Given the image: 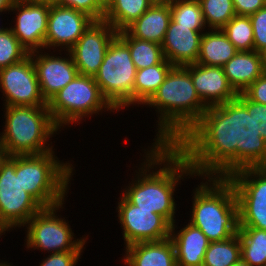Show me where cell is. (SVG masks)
<instances>
[{
    "instance_id": "36",
    "label": "cell",
    "mask_w": 266,
    "mask_h": 266,
    "mask_svg": "<svg viewBox=\"0 0 266 266\" xmlns=\"http://www.w3.org/2000/svg\"><path fill=\"white\" fill-rule=\"evenodd\" d=\"M82 251H66L50 253L43 259L40 266H75L80 258Z\"/></svg>"
},
{
    "instance_id": "22",
    "label": "cell",
    "mask_w": 266,
    "mask_h": 266,
    "mask_svg": "<svg viewBox=\"0 0 266 266\" xmlns=\"http://www.w3.org/2000/svg\"><path fill=\"white\" fill-rule=\"evenodd\" d=\"M171 21L169 3H153L125 30L134 38L162 44Z\"/></svg>"
},
{
    "instance_id": "27",
    "label": "cell",
    "mask_w": 266,
    "mask_h": 266,
    "mask_svg": "<svg viewBox=\"0 0 266 266\" xmlns=\"http://www.w3.org/2000/svg\"><path fill=\"white\" fill-rule=\"evenodd\" d=\"M117 35L128 45L136 70L160 64L165 59L160 44L134 38L126 30Z\"/></svg>"
},
{
    "instance_id": "24",
    "label": "cell",
    "mask_w": 266,
    "mask_h": 266,
    "mask_svg": "<svg viewBox=\"0 0 266 266\" xmlns=\"http://www.w3.org/2000/svg\"><path fill=\"white\" fill-rule=\"evenodd\" d=\"M210 30L202 34L197 63L223 67L238 50L221 29Z\"/></svg>"
},
{
    "instance_id": "45",
    "label": "cell",
    "mask_w": 266,
    "mask_h": 266,
    "mask_svg": "<svg viewBox=\"0 0 266 266\" xmlns=\"http://www.w3.org/2000/svg\"><path fill=\"white\" fill-rule=\"evenodd\" d=\"M232 266H250L249 264H247L246 262H244L242 259H240L238 262H236L234 265Z\"/></svg>"
},
{
    "instance_id": "43",
    "label": "cell",
    "mask_w": 266,
    "mask_h": 266,
    "mask_svg": "<svg viewBox=\"0 0 266 266\" xmlns=\"http://www.w3.org/2000/svg\"><path fill=\"white\" fill-rule=\"evenodd\" d=\"M27 1L34 2V3H47L50 5L58 3V0H27Z\"/></svg>"
},
{
    "instance_id": "1",
    "label": "cell",
    "mask_w": 266,
    "mask_h": 266,
    "mask_svg": "<svg viewBox=\"0 0 266 266\" xmlns=\"http://www.w3.org/2000/svg\"><path fill=\"white\" fill-rule=\"evenodd\" d=\"M175 147L195 176L228 177L249 167H266V141L253 118V101L243 93L208 107Z\"/></svg>"
},
{
    "instance_id": "37",
    "label": "cell",
    "mask_w": 266,
    "mask_h": 266,
    "mask_svg": "<svg viewBox=\"0 0 266 266\" xmlns=\"http://www.w3.org/2000/svg\"><path fill=\"white\" fill-rule=\"evenodd\" d=\"M242 93L249 100L266 105V71Z\"/></svg>"
},
{
    "instance_id": "23",
    "label": "cell",
    "mask_w": 266,
    "mask_h": 266,
    "mask_svg": "<svg viewBox=\"0 0 266 266\" xmlns=\"http://www.w3.org/2000/svg\"><path fill=\"white\" fill-rule=\"evenodd\" d=\"M223 70L230 85L238 94L265 72L261 53L257 51H238L223 66Z\"/></svg>"
},
{
    "instance_id": "17",
    "label": "cell",
    "mask_w": 266,
    "mask_h": 266,
    "mask_svg": "<svg viewBox=\"0 0 266 266\" xmlns=\"http://www.w3.org/2000/svg\"><path fill=\"white\" fill-rule=\"evenodd\" d=\"M40 51L31 52L38 82L44 99L49 102L52 97L71 82L79 73L68 52V58L43 55ZM38 54V55H37ZM35 59V60H34Z\"/></svg>"
},
{
    "instance_id": "12",
    "label": "cell",
    "mask_w": 266,
    "mask_h": 266,
    "mask_svg": "<svg viewBox=\"0 0 266 266\" xmlns=\"http://www.w3.org/2000/svg\"><path fill=\"white\" fill-rule=\"evenodd\" d=\"M0 88L5 96L4 106H48L30 53L22 61L0 69Z\"/></svg>"
},
{
    "instance_id": "13",
    "label": "cell",
    "mask_w": 266,
    "mask_h": 266,
    "mask_svg": "<svg viewBox=\"0 0 266 266\" xmlns=\"http://www.w3.org/2000/svg\"><path fill=\"white\" fill-rule=\"evenodd\" d=\"M118 202V219L123 227L125 246L170 238L171 224L154 210L139 209L123 195Z\"/></svg>"
},
{
    "instance_id": "15",
    "label": "cell",
    "mask_w": 266,
    "mask_h": 266,
    "mask_svg": "<svg viewBox=\"0 0 266 266\" xmlns=\"http://www.w3.org/2000/svg\"><path fill=\"white\" fill-rule=\"evenodd\" d=\"M10 10L18 14L10 29L20 44L29 53L44 50L50 4L15 0Z\"/></svg>"
},
{
    "instance_id": "10",
    "label": "cell",
    "mask_w": 266,
    "mask_h": 266,
    "mask_svg": "<svg viewBox=\"0 0 266 266\" xmlns=\"http://www.w3.org/2000/svg\"><path fill=\"white\" fill-rule=\"evenodd\" d=\"M63 204L43 208L25 224L28 226L26 248H40L48 253L83 251L87 238L73 240L74 234L68 222L55 215Z\"/></svg>"
},
{
    "instance_id": "5",
    "label": "cell",
    "mask_w": 266,
    "mask_h": 266,
    "mask_svg": "<svg viewBox=\"0 0 266 266\" xmlns=\"http://www.w3.org/2000/svg\"><path fill=\"white\" fill-rule=\"evenodd\" d=\"M5 109V129L0 141L9 156L52 151L47 141L60 128L48 106H5Z\"/></svg>"
},
{
    "instance_id": "44",
    "label": "cell",
    "mask_w": 266,
    "mask_h": 266,
    "mask_svg": "<svg viewBox=\"0 0 266 266\" xmlns=\"http://www.w3.org/2000/svg\"><path fill=\"white\" fill-rule=\"evenodd\" d=\"M261 56H262L263 69L264 71H266V49L261 52Z\"/></svg>"
},
{
    "instance_id": "4",
    "label": "cell",
    "mask_w": 266,
    "mask_h": 266,
    "mask_svg": "<svg viewBox=\"0 0 266 266\" xmlns=\"http://www.w3.org/2000/svg\"><path fill=\"white\" fill-rule=\"evenodd\" d=\"M195 189L191 220L210 242L224 241L239 232V207L227 177H206Z\"/></svg>"
},
{
    "instance_id": "18",
    "label": "cell",
    "mask_w": 266,
    "mask_h": 266,
    "mask_svg": "<svg viewBox=\"0 0 266 266\" xmlns=\"http://www.w3.org/2000/svg\"><path fill=\"white\" fill-rule=\"evenodd\" d=\"M184 67L189 71L196 92L207 107L235 100L238 96V93L230 85L223 67L198 63Z\"/></svg>"
},
{
    "instance_id": "7",
    "label": "cell",
    "mask_w": 266,
    "mask_h": 266,
    "mask_svg": "<svg viewBox=\"0 0 266 266\" xmlns=\"http://www.w3.org/2000/svg\"><path fill=\"white\" fill-rule=\"evenodd\" d=\"M55 124L64 125L81 121L83 117L102 111H117L102 95L93 76L78 74L48 102Z\"/></svg>"
},
{
    "instance_id": "30",
    "label": "cell",
    "mask_w": 266,
    "mask_h": 266,
    "mask_svg": "<svg viewBox=\"0 0 266 266\" xmlns=\"http://www.w3.org/2000/svg\"><path fill=\"white\" fill-rule=\"evenodd\" d=\"M169 5L171 19L179 26L191 27L198 32L204 31L206 23L199 0H172Z\"/></svg>"
},
{
    "instance_id": "9",
    "label": "cell",
    "mask_w": 266,
    "mask_h": 266,
    "mask_svg": "<svg viewBox=\"0 0 266 266\" xmlns=\"http://www.w3.org/2000/svg\"><path fill=\"white\" fill-rule=\"evenodd\" d=\"M43 208L21 186L20 155L8 156L0 167V229L24 227Z\"/></svg>"
},
{
    "instance_id": "6",
    "label": "cell",
    "mask_w": 266,
    "mask_h": 266,
    "mask_svg": "<svg viewBox=\"0 0 266 266\" xmlns=\"http://www.w3.org/2000/svg\"><path fill=\"white\" fill-rule=\"evenodd\" d=\"M71 165V166H70ZM73 165L64 163L54 151L20 155V183L44 208L64 202Z\"/></svg>"
},
{
    "instance_id": "32",
    "label": "cell",
    "mask_w": 266,
    "mask_h": 266,
    "mask_svg": "<svg viewBox=\"0 0 266 266\" xmlns=\"http://www.w3.org/2000/svg\"><path fill=\"white\" fill-rule=\"evenodd\" d=\"M199 3L211 29L223 28L236 15L232 0H199Z\"/></svg>"
},
{
    "instance_id": "2",
    "label": "cell",
    "mask_w": 266,
    "mask_h": 266,
    "mask_svg": "<svg viewBox=\"0 0 266 266\" xmlns=\"http://www.w3.org/2000/svg\"><path fill=\"white\" fill-rule=\"evenodd\" d=\"M146 153V160L141 163L138 177L122 195L139 209L154 210L163 216L171 225L175 221L176 203L174 192L179 180L184 176H195L186 157L175 146L152 145ZM146 161V162H145ZM160 169L151 171L154 166ZM141 170V171H140Z\"/></svg>"
},
{
    "instance_id": "14",
    "label": "cell",
    "mask_w": 266,
    "mask_h": 266,
    "mask_svg": "<svg viewBox=\"0 0 266 266\" xmlns=\"http://www.w3.org/2000/svg\"><path fill=\"white\" fill-rule=\"evenodd\" d=\"M117 31L105 20H94L75 45L66 52L72 56L80 75L95 76Z\"/></svg>"
},
{
    "instance_id": "47",
    "label": "cell",
    "mask_w": 266,
    "mask_h": 266,
    "mask_svg": "<svg viewBox=\"0 0 266 266\" xmlns=\"http://www.w3.org/2000/svg\"><path fill=\"white\" fill-rule=\"evenodd\" d=\"M0 266H12V265L8 264L7 262L3 263V261H2V262H0Z\"/></svg>"
},
{
    "instance_id": "39",
    "label": "cell",
    "mask_w": 266,
    "mask_h": 266,
    "mask_svg": "<svg viewBox=\"0 0 266 266\" xmlns=\"http://www.w3.org/2000/svg\"><path fill=\"white\" fill-rule=\"evenodd\" d=\"M253 118L257 129L266 141V105L253 102Z\"/></svg>"
},
{
    "instance_id": "35",
    "label": "cell",
    "mask_w": 266,
    "mask_h": 266,
    "mask_svg": "<svg viewBox=\"0 0 266 266\" xmlns=\"http://www.w3.org/2000/svg\"><path fill=\"white\" fill-rule=\"evenodd\" d=\"M249 17L254 32V51L261 53L266 49V6Z\"/></svg>"
},
{
    "instance_id": "33",
    "label": "cell",
    "mask_w": 266,
    "mask_h": 266,
    "mask_svg": "<svg viewBox=\"0 0 266 266\" xmlns=\"http://www.w3.org/2000/svg\"><path fill=\"white\" fill-rule=\"evenodd\" d=\"M28 55L10 28L0 32V69L20 62Z\"/></svg>"
},
{
    "instance_id": "46",
    "label": "cell",
    "mask_w": 266,
    "mask_h": 266,
    "mask_svg": "<svg viewBox=\"0 0 266 266\" xmlns=\"http://www.w3.org/2000/svg\"><path fill=\"white\" fill-rule=\"evenodd\" d=\"M154 3H170L172 0H152Z\"/></svg>"
},
{
    "instance_id": "48",
    "label": "cell",
    "mask_w": 266,
    "mask_h": 266,
    "mask_svg": "<svg viewBox=\"0 0 266 266\" xmlns=\"http://www.w3.org/2000/svg\"><path fill=\"white\" fill-rule=\"evenodd\" d=\"M0 12H1V11H0ZM5 29H6V28H2V27H1V28H0V32H2V31L5 30Z\"/></svg>"
},
{
    "instance_id": "20",
    "label": "cell",
    "mask_w": 266,
    "mask_h": 266,
    "mask_svg": "<svg viewBox=\"0 0 266 266\" xmlns=\"http://www.w3.org/2000/svg\"><path fill=\"white\" fill-rule=\"evenodd\" d=\"M175 223L171 225L170 239L175 248L177 266H203V259L210 241L202 231L188 223L175 233Z\"/></svg>"
},
{
    "instance_id": "16",
    "label": "cell",
    "mask_w": 266,
    "mask_h": 266,
    "mask_svg": "<svg viewBox=\"0 0 266 266\" xmlns=\"http://www.w3.org/2000/svg\"><path fill=\"white\" fill-rule=\"evenodd\" d=\"M93 21L84 12L58 4L50 5L45 50L65 46L66 51H69Z\"/></svg>"
},
{
    "instance_id": "21",
    "label": "cell",
    "mask_w": 266,
    "mask_h": 266,
    "mask_svg": "<svg viewBox=\"0 0 266 266\" xmlns=\"http://www.w3.org/2000/svg\"><path fill=\"white\" fill-rule=\"evenodd\" d=\"M123 258L127 266H177L172 240L140 242L125 247Z\"/></svg>"
},
{
    "instance_id": "11",
    "label": "cell",
    "mask_w": 266,
    "mask_h": 266,
    "mask_svg": "<svg viewBox=\"0 0 266 266\" xmlns=\"http://www.w3.org/2000/svg\"><path fill=\"white\" fill-rule=\"evenodd\" d=\"M239 207L240 227L266 230V167H249L227 177Z\"/></svg>"
},
{
    "instance_id": "31",
    "label": "cell",
    "mask_w": 266,
    "mask_h": 266,
    "mask_svg": "<svg viewBox=\"0 0 266 266\" xmlns=\"http://www.w3.org/2000/svg\"><path fill=\"white\" fill-rule=\"evenodd\" d=\"M221 30L238 51H254V32L249 16L235 15Z\"/></svg>"
},
{
    "instance_id": "42",
    "label": "cell",
    "mask_w": 266,
    "mask_h": 266,
    "mask_svg": "<svg viewBox=\"0 0 266 266\" xmlns=\"http://www.w3.org/2000/svg\"><path fill=\"white\" fill-rule=\"evenodd\" d=\"M97 1L105 10H107L114 0H97Z\"/></svg>"
},
{
    "instance_id": "41",
    "label": "cell",
    "mask_w": 266,
    "mask_h": 266,
    "mask_svg": "<svg viewBox=\"0 0 266 266\" xmlns=\"http://www.w3.org/2000/svg\"><path fill=\"white\" fill-rule=\"evenodd\" d=\"M8 156L9 155H8L5 147L3 146V144L0 141V167H1L2 163L7 159Z\"/></svg>"
},
{
    "instance_id": "26",
    "label": "cell",
    "mask_w": 266,
    "mask_h": 266,
    "mask_svg": "<svg viewBox=\"0 0 266 266\" xmlns=\"http://www.w3.org/2000/svg\"><path fill=\"white\" fill-rule=\"evenodd\" d=\"M153 3L152 0H114L105 11L103 20L107 21L117 32L125 30Z\"/></svg>"
},
{
    "instance_id": "8",
    "label": "cell",
    "mask_w": 266,
    "mask_h": 266,
    "mask_svg": "<svg viewBox=\"0 0 266 266\" xmlns=\"http://www.w3.org/2000/svg\"><path fill=\"white\" fill-rule=\"evenodd\" d=\"M128 45L116 35L110 42L94 80L102 95L117 110L133 105L136 76Z\"/></svg>"
},
{
    "instance_id": "38",
    "label": "cell",
    "mask_w": 266,
    "mask_h": 266,
    "mask_svg": "<svg viewBox=\"0 0 266 266\" xmlns=\"http://www.w3.org/2000/svg\"><path fill=\"white\" fill-rule=\"evenodd\" d=\"M236 15L250 16L266 6L264 0H232Z\"/></svg>"
},
{
    "instance_id": "29",
    "label": "cell",
    "mask_w": 266,
    "mask_h": 266,
    "mask_svg": "<svg viewBox=\"0 0 266 266\" xmlns=\"http://www.w3.org/2000/svg\"><path fill=\"white\" fill-rule=\"evenodd\" d=\"M241 259L238 234L224 241L210 242L205 252L203 266H232Z\"/></svg>"
},
{
    "instance_id": "28",
    "label": "cell",
    "mask_w": 266,
    "mask_h": 266,
    "mask_svg": "<svg viewBox=\"0 0 266 266\" xmlns=\"http://www.w3.org/2000/svg\"><path fill=\"white\" fill-rule=\"evenodd\" d=\"M241 259L250 266H265L266 230L239 227Z\"/></svg>"
},
{
    "instance_id": "25",
    "label": "cell",
    "mask_w": 266,
    "mask_h": 266,
    "mask_svg": "<svg viewBox=\"0 0 266 266\" xmlns=\"http://www.w3.org/2000/svg\"><path fill=\"white\" fill-rule=\"evenodd\" d=\"M173 67L169 61L164 59L160 64L137 70L133 87V105H145Z\"/></svg>"
},
{
    "instance_id": "19",
    "label": "cell",
    "mask_w": 266,
    "mask_h": 266,
    "mask_svg": "<svg viewBox=\"0 0 266 266\" xmlns=\"http://www.w3.org/2000/svg\"><path fill=\"white\" fill-rule=\"evenodd\" d=\"M203 33L179 26L171 19L161 44L164 58L173 66L196 64Z\"/></svg>"
},
{
    "instance_id": "34",
    "label": "cell",
    "mask_w": 266,
    "mask_h": 266,
    "mask_svg": "<svg viewBox=\"0 0 266 266\" xmlns=\"http://www.w3.org/2000/svg\"><path fill=\"white\" fill-rule=\"evenodd\" d=\"M57 4L84 12L94 20H103L106 11L97 0H58Z\"/></svg>"
},
{
    "instance_id": "40",
    "label": "cell",
    "mask_w": 266,
    "mask_h": 266,
    "mask_svg": "<svg viewBox=\"0 0 266 266\" xmlns=\"http://www.w3.org/2000/svg\"><path fill=\"white\" fill-rule=\"evenodd\" d=\"M15 0H0V11H10Z\"/></svg>"
},
{
    "instance_id": "3",
    "label": "cell",
    "mask_w": 266,
    "mask_h": 266,
    "mask_svg": "<svg viewBox=\"0 0 266 266\" xmlns=\"http://www.w3.org/2000/svg\"><path fill=\"white\" fill-rule=\"evenodd\" d=\"M145 105L157 108L160 114L157 138L152 143L158 146H175L208 109L184 66H174Z\"/></svg>"
}]
</instances>
